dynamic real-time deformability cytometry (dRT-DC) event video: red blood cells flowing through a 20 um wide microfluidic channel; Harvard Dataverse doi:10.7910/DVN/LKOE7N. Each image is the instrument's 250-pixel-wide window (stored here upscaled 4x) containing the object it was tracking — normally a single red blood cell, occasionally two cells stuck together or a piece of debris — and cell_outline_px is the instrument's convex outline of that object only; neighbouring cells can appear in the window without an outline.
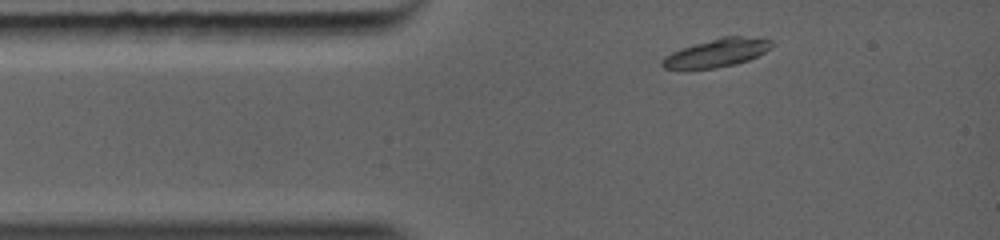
{"species": "common noctule bat (a hibernating species)", "species_latin": "Nyctalus noctula", "temperature_condition": "warm", "stored_images_in_passage": 16, "camera_frame_rate_fps": 5000, "um_per_image_px": 0.085, "animal": {"sex": "female", "body_mass_g": 19.0, "forearm_length_mm": 56.7}, "frame": {"image": 1, "passage_image": 1, "time_ms": 0.0, "image_size_px": [1000, 240], "cell_outline_px": [[776, 44], [772, 48], [748, 60], [736, 64], [716, 68], [664, 68], [660, 64], [660, 60], [664, 56], [680, 48], [720, 36], [740, 36], [772, 40]], "centroid_in_image_um": [60.94, 4.48], "position_along_channel_um": 24.1, "area_um2": 18.03}}
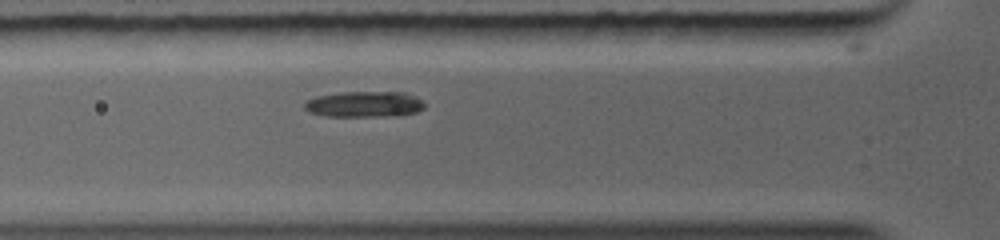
{"frame": {"image": 2, "passage_image": 7, "time_ms": 2.0, "image_size_px": [1000, 240], "cell_outline_px": [[424, 108], [416, 112], [400, 116], [328, 116], [308, 112], [304, 108], [304, 104], [308, 100], [316, 96], [340, 92], [404, 92], [420, 100], [424, 104]], "centroid_in_image_um": [30.95, 8.86], "position_along_channel_um": 94.8, "area_um2": 18.03}}
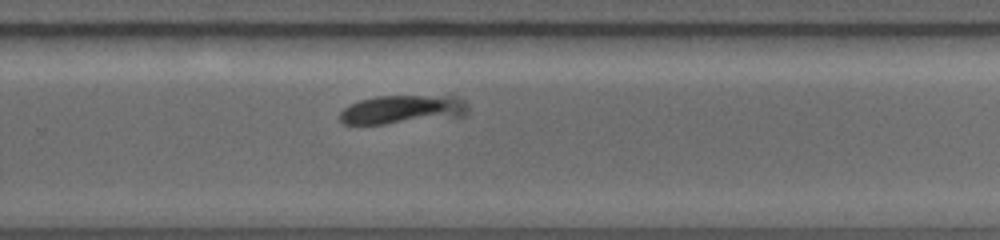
{"frame": {"image": 3, "passage_image": 16, "time_ms": 6.2, "image_size_px": [1000, 240], "cell_outline_px": [[468, 112], [464, 116], [384, 124], [344, 124], [340, 120], [340, 112], [344, 108], [360, 100], [376, 96], [460, 96], [468, 104]], "centroid_in_image_um": [34.25, 9.3], "position_along_channel_um": 295.5, "area_um2": 21.44}}